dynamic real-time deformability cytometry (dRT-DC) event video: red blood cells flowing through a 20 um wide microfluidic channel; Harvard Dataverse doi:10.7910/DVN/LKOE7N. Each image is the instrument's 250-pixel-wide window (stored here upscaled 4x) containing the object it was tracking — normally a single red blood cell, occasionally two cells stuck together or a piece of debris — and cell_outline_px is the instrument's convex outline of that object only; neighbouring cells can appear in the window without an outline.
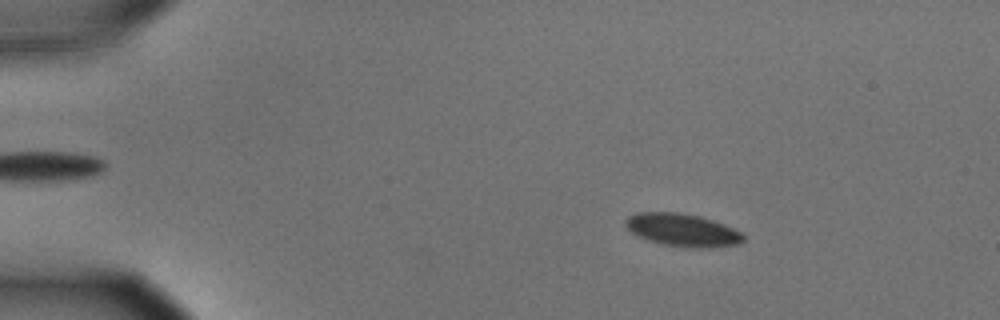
{"species": "common noctule bat (a hibernating species)", "species_latin": "Nyctalus noctula", "temperature_condition": "cold", "stored_images_in_passage": 48, "camera_frame_rate_fps": 3000, "um_per_image_px": 0.085, "animal": {"sex": "male", "body_mass_g": 15.6}, "frame": {"image": 1, "passage_image": 1, "time_ms": 0.0, "image_size_px": [1000, 320], "cell_outline_px": [[744, 240], [736, 244], [704, 248], [684, 248], [664, 244], [648, 240], [636, 236], [624, 224], [624, 220], [628, 216], [636, 212], [680, 212], [700, 216], [724, 224], [740, 232], [744, 236]], "centroid_in_image_um": [57.96, 19.54], "position_along_channel_um": 27.0, "area_um2": 22.54}}
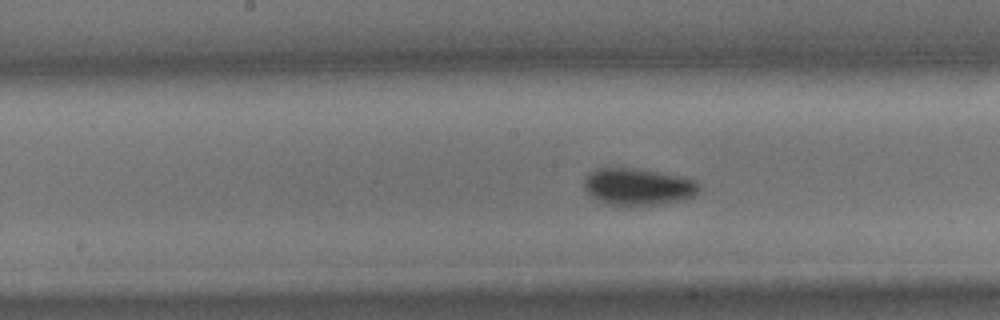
{"frame": {"image": 2, "passage_image": 21, "time_ms": 6.667, "image_size_px": [1000, 320], "cell_outline_px": [[700, 188], [692, 196], [680, 200], [660, 204], [608, 204], [592, 196], [584, 188], [584, 180], [592, 172], [600, 168], [628, 168], [660, 172], [696, 180], [700, 184]], "centroid_in_image_um": [54.26, 15.86], "position_along_channel_um": 193.9, "area_um2": 23.99}}
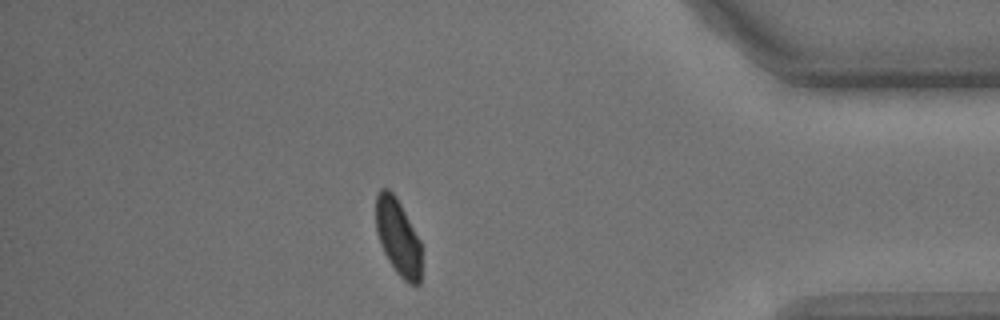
{"frame": {"image": 3, "passage_image": 41, "time_ms": 13.333, "image_size_px": [1000, 320], "cell_outline_px": [[420, 284], [416, 288], [408, 284], [396, 272], [388, 260], [380, 244], [376, 228], [376, 196], [380, 188], [388, 188], [396, 196], [420, 240]], "centroid_in_image_um": [33.83, 20.17], "position_along_channel_um": 401.4, "area_um2": 20.35}, "authors_computed_cell_mechanics": {"area_um2": 23.1489, "velocity_mm_per_s": 3.5962, "shape_relaxation_time_tau1_ms": 2.7425, "shape_relaxation_time_tau2_ms": null, "deformation_change_tau1": 0.0765, "deformation_change_tau2": null}}